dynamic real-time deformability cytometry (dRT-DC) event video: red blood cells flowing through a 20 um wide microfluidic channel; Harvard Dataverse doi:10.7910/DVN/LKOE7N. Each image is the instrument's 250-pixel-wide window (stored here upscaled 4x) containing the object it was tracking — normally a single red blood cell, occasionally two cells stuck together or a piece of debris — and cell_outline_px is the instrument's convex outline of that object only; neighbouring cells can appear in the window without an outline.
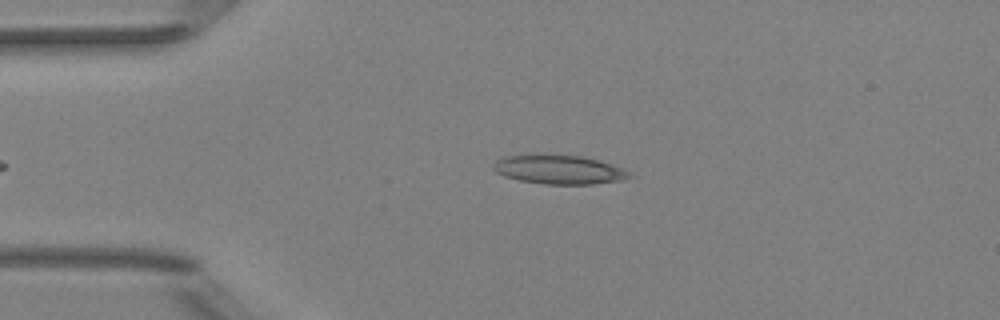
{"species": "Egyptian fruit bat (a non-hibernating species)", "species_latin": "Rousettus aegyptiacus", "temperature_condition": "room temperature", "stored_images_in_passage": 34, "camera_frame_rate_fps": 3000, "um_per_image_px": 0.085, "animal": {"sex": "female"}, "frame": {"image": 1, "passage_image": 2, "time_ms": 0.333, "image_size_px": [1000, 320], "cell_outline_px": [[632, 176], [624, 180], [592, 184], [544, 184], [520, 180], [504, 176], [496, 172], [492, 168], [492, 164], [496, 160], [508, 156], [584, 156], [600, 160], [624, 168]], "centroid_in_image_um": [47.56, 14.44], "position_along_channel_um": 37.4, "area_um2": 22.6}}
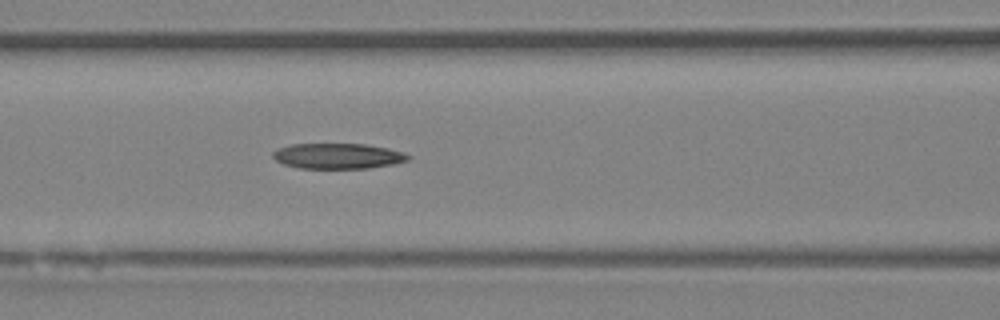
{"frame": {"image": 2, "passage_image": 12, "time_ms": 3.667, "image_size_px": [1000, 320], "cell_outline_px": [[412, 156], [408, 160], [392, 164], [368, 168], [300, 168], [284, 164], [276, 160], [272, 156], [272, 152], [276, 148], [292, 144], [364, 144], [388, 148], [404, 152]], "centroid_in_image_um": [28.71, 13.25], "position_along_channel_um": 137.9, "area_um2": 20.06}}
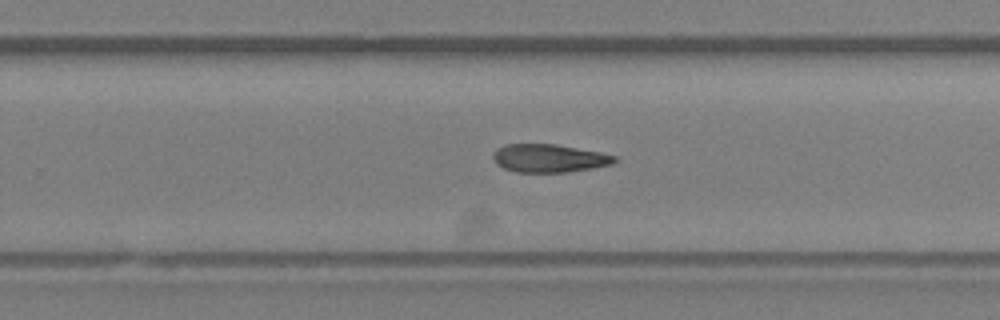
{"frame": {"image": 3, "passage_image": 23, "time_ms": 7.333, "image_size_px": [1000, 320], "cell_outline_px": [[616, 160], [612, 164], [564, 172], [516, 172], [504, 168], [496, 164], [492, 156], [496, 148], [504, 144], [556, 144], [600, 152], [616, 156]], "centroid_in_image_um": [46.62, 13.44], "position_along_channel_um": 283.2, "area_um2": 19.77}, "authors_computed_cell_mechanics": {"area_um2": 20.3745, "velocity_mm_per_s": 3.9837, "shape_relaxation_time_tau1_ms": null, "shape_relaxation_time_tau2_ms": 3.8514, "deformation_change_tau1": null, "deformation_change_tau2": 0.1226}}